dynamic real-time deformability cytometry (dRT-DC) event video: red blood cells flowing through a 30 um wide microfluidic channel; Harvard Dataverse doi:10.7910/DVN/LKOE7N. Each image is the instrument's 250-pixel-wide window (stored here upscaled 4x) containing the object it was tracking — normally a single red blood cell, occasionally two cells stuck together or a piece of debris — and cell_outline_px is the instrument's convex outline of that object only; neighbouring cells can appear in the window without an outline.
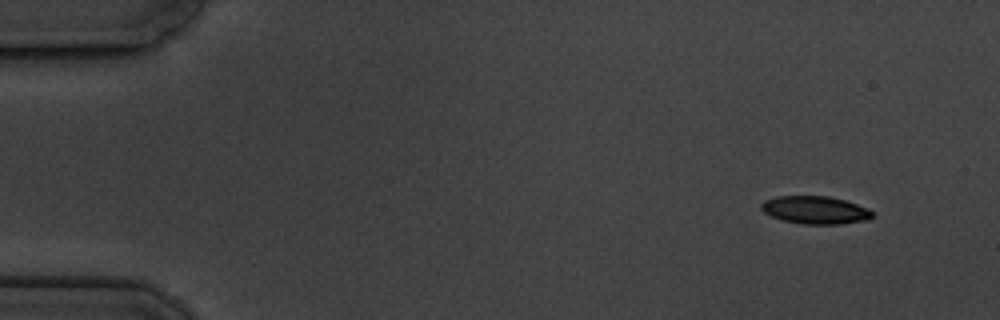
{"species": "common noctule bat (a hibernating species)", "species_latin": "Nyctalus noctula", "temperature_condition": "cold", "stored_images_in_passage": 9, "camera_frame_rate_fps": 3000, "um_per_image_px": 0.085, "animal": {"sex": "male", "body_mass_g": 19.5, "forearm_length_mm": 54.6}, "frame": {"image": 1, "passage_image": 1, "time_ms": 0.0, "image_size_px": [1000, 320], "cell_outline_px": [[876, 212], [868, 220], [840, 224], [804, 224], [780, 220], [764, 212], [760, 208], [760, 204], [764, 200], [776, 196], [828, 196], [844, 200], [868, 208]], "centroid_in_image_um": [69.29, 17.85], "position_along_channel_um": 15.7, "area_um2": 18.15}}
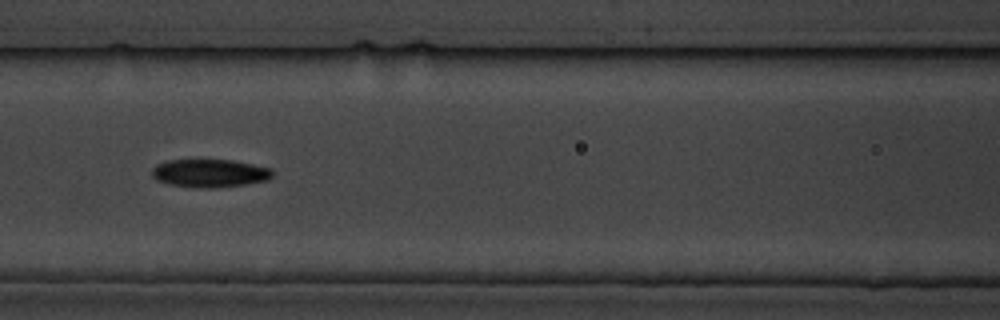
{"frame": {"image": 2, "passage_image": 7, "time_ms": 7.0, "image_size_px": [1000, 320], "cell_outline_px": [[272, 176], [268, 180], [248, 184], [216, 188], [196, 188], [168, 184], [156, 180], [152, 176], [152, 168], [156, 164], [168, 160], [232, 160], [272, 168]], "centroid_in_image_um": [17.82, 14.73], "position_along_channel_um": 148.8, "area_um2": 19.94}}
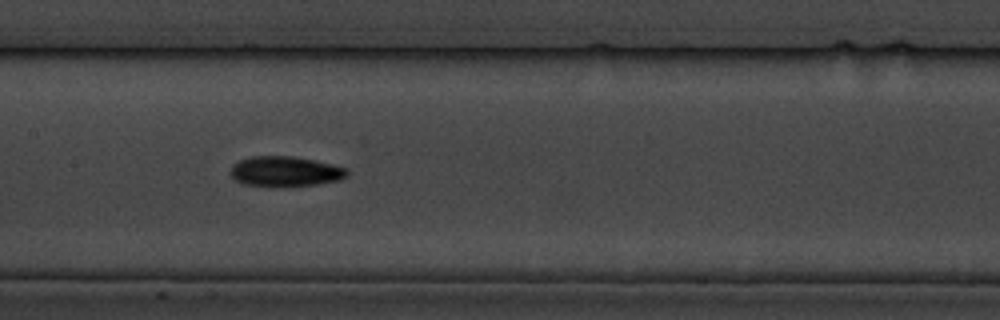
{"frame": {"image": 3, "passage_image": 8, "time_ms": 8.0, "image_size_px": [1000, 320], "cell_outline_px": [[348, 176], [340, 180], [316, 184], [284, 188], [272, 188], [244, 184], [236, 180], [232, 176], [232, 164], [240, 160], [252, 156], [292, 156], [332, 164], [348, 168]], "centroid_in_image_um": [24.26, 14.6], "position_along_channel_um": 183.1, "area_um2": 20.87}}